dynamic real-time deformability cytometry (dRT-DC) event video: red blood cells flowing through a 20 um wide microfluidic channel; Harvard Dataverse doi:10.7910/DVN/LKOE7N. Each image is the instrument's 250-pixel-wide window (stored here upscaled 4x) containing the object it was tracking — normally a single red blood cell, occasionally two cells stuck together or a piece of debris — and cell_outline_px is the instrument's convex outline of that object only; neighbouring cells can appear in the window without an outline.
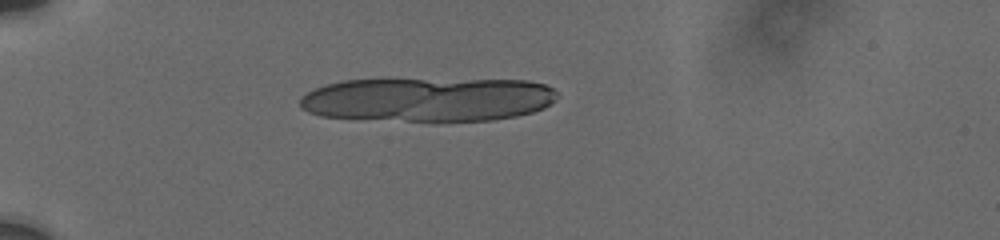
{"species": "human", "species_latin": "Homo sapiens", "temperature_condition": "cold", "stored_images_in_passage": 46, "camera_frame_rate_fps": 3000, "um_per_image_px": 0.085, "donor": {"sex": "male"}, "frame": {"image": 1, "passage_image": 15, "time_ms": 5.333, "image_size_px": [1000, 240], "cell_outline_px": [[556, 100], [552, 104], [544, 108], [532, 112], [516, 116], [492, 120], [404, 120], [320, 116], [308, 112], [300, 108], [300, 96], [324, 84], [344, 80], [528, 80], [544, 84], [552, 88], [556, 92]], "centroid_in_image_um": [36.39, 8.44], "position_along_channel_um": 48.6, "area_um2": 65.55}}
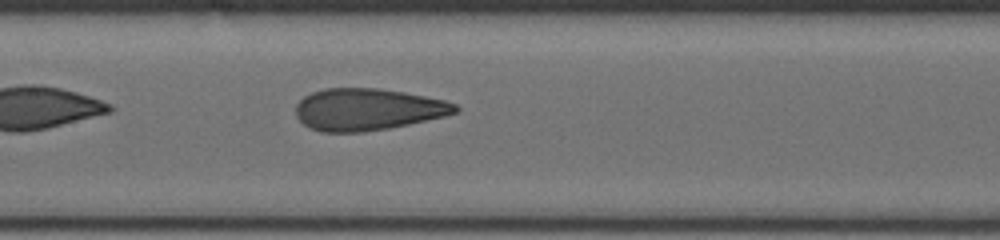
{"frame": {"image": 2, "passage_image": 25, "time_ms": 10.0, "image_size_px": [1000, 240], "cell_outline_px": [[460, 108], [456, 112], [444, 116], [408, 124], [388, 128], [364, 132], [320, 132], [308, 128], [296, 116], [296, 104], [304, 96], [312, 92], [324, 88], [380, 88], [404, 92], [444, 100], [456, 104]], "centroid_in_image_um": [31.21, 9.3], "position_along_channel_um": 176.2, "area_um2": 38.96}}
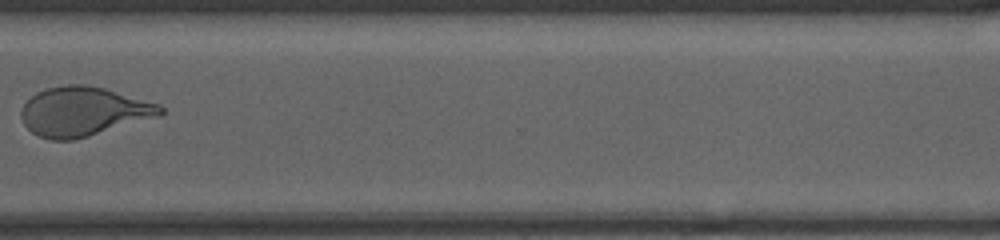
{"frame": {"image": 3, "passage_image": 41, "time_ms": 15.0, "image_size_px": [1000, 240], "cell_outline_px": [[164, 112], [160, 116], [72, 140], [52, 140], [40, 136], [32, 132], [24, 124], [20, 116], [20, 112], [24, 104], [36, 92], [48, 88], [64, 84], [84, 84], [104, 88], [160, 104], [164, 108]], "centroid_in_image_um": [7.08, 9.46], "position_along_channel_um": 363.5, "area_um2": 39.65}, "authors_computed_cell_mechanics": {"area_um2": 40.0265, "velocity_mm_per_s": 3.7513, "shape_relaxation_time_tau1_ms": 4.8926, "shape_relaxation_time_tau2_ms": 0.9521, "deformation_change_tau1": 0.1816, "deformation_change_tau2": 0.0851}}